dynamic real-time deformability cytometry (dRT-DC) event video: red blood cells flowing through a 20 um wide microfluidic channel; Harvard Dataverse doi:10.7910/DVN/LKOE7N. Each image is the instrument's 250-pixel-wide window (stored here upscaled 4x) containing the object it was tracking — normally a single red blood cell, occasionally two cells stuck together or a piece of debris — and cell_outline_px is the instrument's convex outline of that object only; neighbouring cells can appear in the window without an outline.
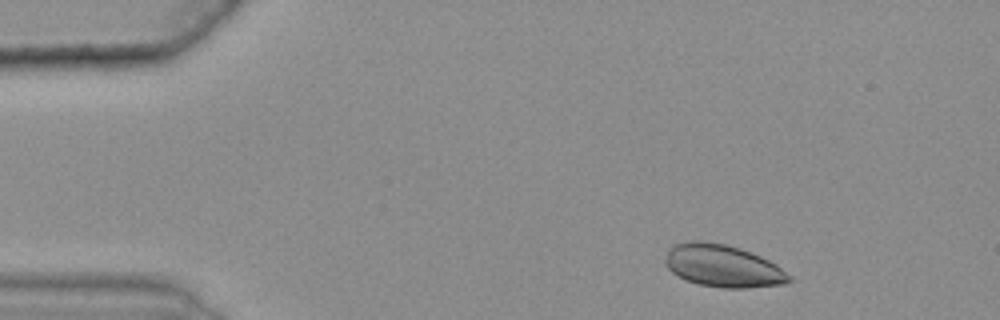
{"species": "common noctule bat (a hibernating species)", "species_latin": "Nyctalus noctula", "temperature_condition": "warm", "stored_images_in_passage": 42, "camera_frame_rate_fps": 3000, "um_per_image_px": 0.085, "animal": {"sex": "female", "body_mass_g": 25.1}, "frame": {"image": 1, "passage_image": 4, "time_ms": 1.0, "image_size_px": [1000, 320], "cell_outline_px": [[792, 280], [784, 284], [744, 288], [724, 288], [700, 284], [688, 280], [672, 272], [664, 264], [664, 260], [668, 248], [672, 244], [688, 240], [700, 240], [724, 244], [740, 248], [760, 256], [776, 264], [792, 276]], "centroid_in_image_um": [61.42, 22.58], "position_along_channel_um": 23.6, "area_um2": 30.69}}
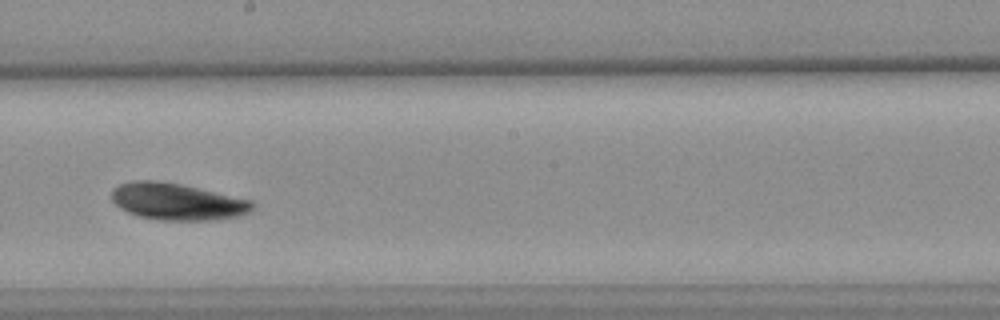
{"frame": {"image": 2, "passage_image": 28, "time_ms": 9.0, "image_size_px": [1000, 320], "cell_outline_px": [[256, 208], [248, 212], [236, 216], [216, 220], [164, 220], [140, 216], [128, 212], [120, 208], [112, 200], [112, 192], [120, 184], [132, 180], [156, 180], [180, 184], [252, 200], [256, 204]], "centroid_in_image_um": [15.09, 17.13], "position_along_channel_um": 233.1, "area_um2": 30.0}}
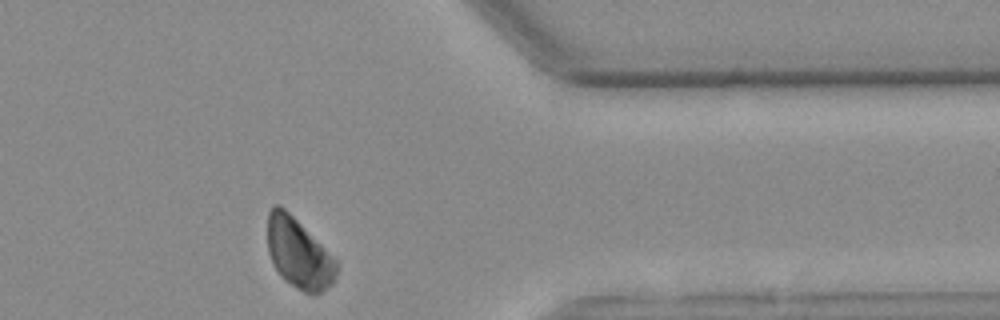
{"frame": {"image": 3, "passage_image": 42, "time_ms": 13.667, "image_size_px": [1000, 320], "cell_outline_px": [[336, 276], [332, 284], [316, 296], [312, 296], [296, 288], [284, 280], [280, 276], [272, 264], [268, 252], [268, 212], [276, 204], [284, 208], [336, 260]], "centroid_in_image_um": [25.37, 21.61], "position_along_channel_um": 386.0, "area_um2": 27.8}}